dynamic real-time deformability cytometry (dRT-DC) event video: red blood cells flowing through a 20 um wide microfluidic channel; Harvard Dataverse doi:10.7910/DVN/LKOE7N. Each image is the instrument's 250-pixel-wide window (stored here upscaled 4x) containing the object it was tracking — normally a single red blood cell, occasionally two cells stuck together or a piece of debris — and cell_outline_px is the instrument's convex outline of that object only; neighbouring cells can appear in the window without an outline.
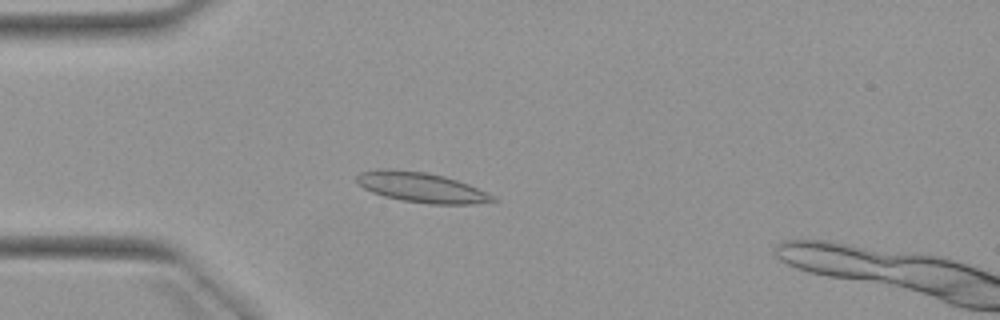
{"species": "Egyptian fruit bat (a non-hibernating species)", "species_latin": "Rousettus aegyptiacus", "temperature_condition": "warm", "stored_images_in_passage": 4, "camera_frame_rate_fps": 3000, "um_per_image_px": 0.085, "animal": {"sex": "female"}, "frame": {"image": 1, "passage_image": 3, "time_ms": 3.0, "image_size_px": [1000, 320], "cell_outline_px": [[500, 200], [472, 204], [432, 204], [404, 200], [384, 196], [372, 192], [364, 188], [356, 180], [356, 176], [360, 172], [376, 168], [388, 168], [424, 172], [444, 176], [468, 184], [488, 192], [496, 196]], "centroid_in_image_um": [35.83, 15.92], "position_along_channel_um": 49.2, "area_um2": 23.81}}